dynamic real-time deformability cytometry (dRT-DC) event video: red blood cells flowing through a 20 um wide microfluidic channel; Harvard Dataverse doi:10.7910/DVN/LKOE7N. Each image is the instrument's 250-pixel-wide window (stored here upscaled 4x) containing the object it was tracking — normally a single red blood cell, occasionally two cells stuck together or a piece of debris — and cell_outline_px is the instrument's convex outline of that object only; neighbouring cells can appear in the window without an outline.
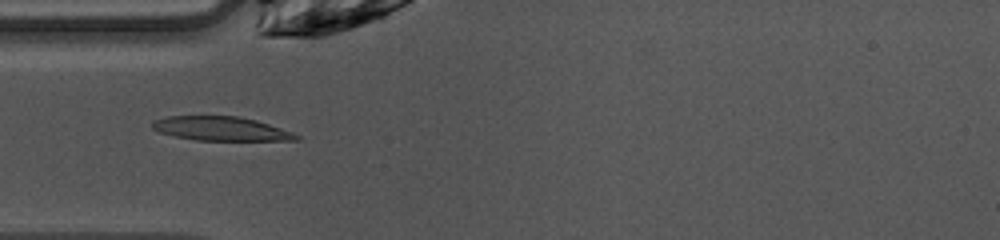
{"species": "common noctule bat (a hibernating species)", "species_latin": "Nyctalus noctula", "temperature_condition": "warm", "stored_images_in_passage": 48, "camera_frame_rate_fps": 3000, "um_per_image_px": 0.085, "animal": {"sex": "female", "body_mass_g": 10.0, "forearm_length_mm": 53.1}, "frame": {"image": 1, "passage_image": 13, "time_ms": 4.0, "image_size_px": [1000, 240], "cell_outline_px": [[300, 140], [196, 140], [172, 136], [156, 132], [152, 128], [152, 120], [168, 116], [236, 116], [256, 120], [292, 132], [300, 136]], "centroid_in_image_um": [18.71, 10.94], "position_along_channel_um": 66.3, "area_um2": 20.17}}
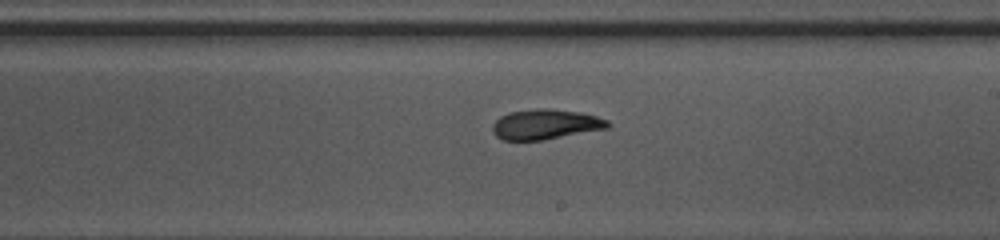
{"frame": {"image": 2, "passage_image": 26, "time_ms": 8.333, "image_size_px": [1000, 240], "cell_outline_px": [[612, 124], [608, 128], [544, 140], [504, 140], [496, 136], [492, 132], [492, 124], [500, 116], [508, 112], [536, 108], [548, 108], [580, 112], [596, 116], [608, 120]], "centroid_in_image_um": [46.36, 10.56], "position_along_channel_um": 242.6, "area_um2": 20.4}}
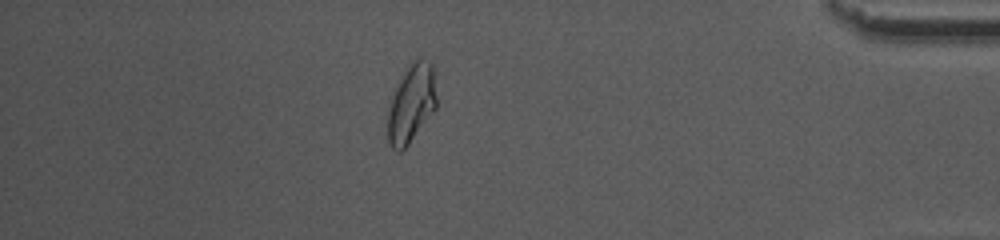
{"frame": {"image": 3, "passage_image": 41, "time_ms": 13.333, "image_size_px": [1000, 240], "cell_outline_px": [[436, 108], [408, 144], [400, 152], [396, 152], [388, 144], [388, 100], [404, 68], [412, 60], [420, 56], [432, 64], [436, 96]], "centroid_in_image_um": [34.92, 8.75], "position_along_channel_um": 400.3, "area_um2": 22.72}, "authors_computed_cell_mechanics": {"area_um2": 20.6346, "velocity_mm_per_s": 4.042, "shape_relaxation_time_tau1_ms": 3.5267, "shape_relaxation_time_tau2_ms": 2.8088, "deformation_change_tau1": 0.1751, "deformation_change_tau2": 0.0803}}